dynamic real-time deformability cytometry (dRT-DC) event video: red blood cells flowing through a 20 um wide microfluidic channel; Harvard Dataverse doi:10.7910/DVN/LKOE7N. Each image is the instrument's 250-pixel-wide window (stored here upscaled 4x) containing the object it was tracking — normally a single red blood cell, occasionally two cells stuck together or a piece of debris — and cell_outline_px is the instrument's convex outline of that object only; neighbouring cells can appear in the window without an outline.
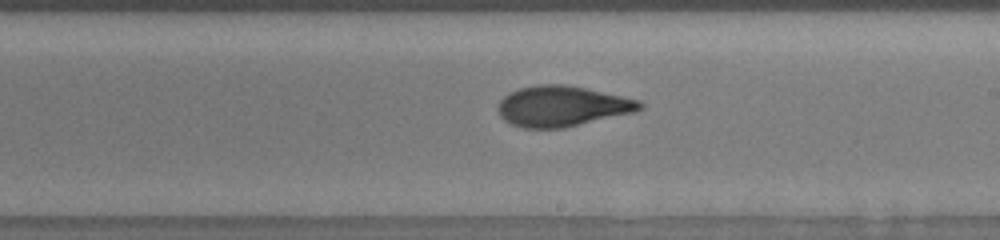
{"species": "human", "species_latin": "Homo sapiens", "temperature_condition": "room temperature", "stored_images_in_passage": 35, "camera_frame_rate_fps": 3000, "um_per_image_px": 0.085, "donor": {"sex": "male"}, "frame": {"image": 1, "passage_image": 21, "time_ms": 10.333, "image_size_px": [1000, 240], "cell_outline_px": [[644, 108], [636, 112], [564, 128], [524, 128], [512, 124], [504, 120], [500, 116], [496, 108], [500, 100], [508, 92], [520, 88], [536, 84], [564, 84], [588, 88], [640, 100], [644, 104]], "centroid_in_image_um": [47.79, 9.02], "position_along_channel_um": 241.2, "area_um2": 33.93}}
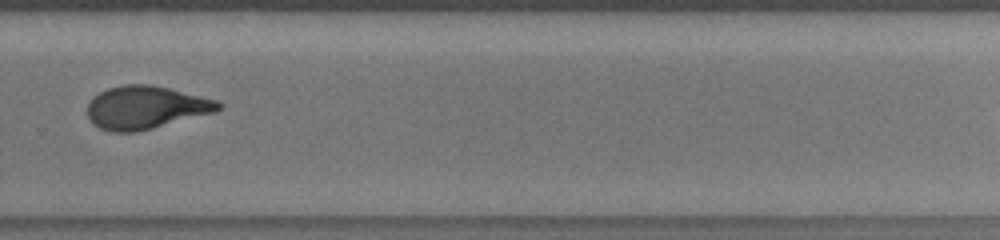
{"frame": {"image": 2, "passage_image": 26, "time_ms": 12.333, "image_size_px": [1000, 240], "cell_outline_px": [[224, 108], [216, 112], [136, 132], [112, 132], [100, 128], [88, 116], [88, 104], [100, 92], [108, 88], [124, 84], [152, 84], [216, 100], [224, 104]], "centroid_in_image_um": [12.44, 9.13], "position_along_channel_um": 317.4, "area_um2": 32.54}}
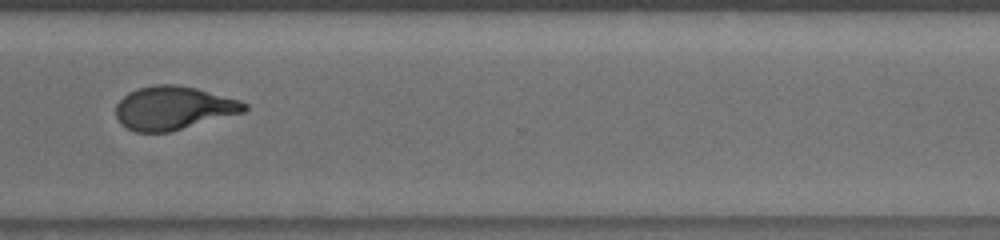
{"frame": {"image": 3, "passage_image": 29, "time_ms": 13.333, "image_size_px": [1000, 240], "cell_outline_px": [[248, 108], [244, 112], [172, 132], [136, 132], [120, 124], [116, 116], [116, 104], [128, 92], [136, 88], [156, 84], [176, 84], [196, 88], [240, 100], [248, 104]], "centroid_in_image_um": [14.74, 9.18], "position_along_channel_um": 355.9, "area_um2": 32.77}}